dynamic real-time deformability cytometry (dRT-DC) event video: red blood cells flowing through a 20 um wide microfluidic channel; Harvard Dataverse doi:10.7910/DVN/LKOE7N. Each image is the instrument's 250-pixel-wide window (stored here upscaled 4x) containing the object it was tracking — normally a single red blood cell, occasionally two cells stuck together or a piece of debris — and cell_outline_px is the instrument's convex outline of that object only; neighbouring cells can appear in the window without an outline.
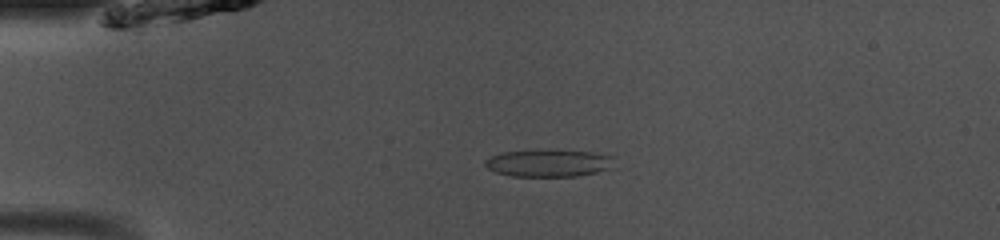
{"species": "common noctule bat (a hibernating species)", "species_latin": "Nyctalus noctula", "temperature_condition": "room temperature", "stored_images_in_passage": 48, "camera_frame_rate_fps": 3000, "um_per_image_px": 0.085, "animal": {"sex": "male", "body_mass_g": 13.0, "forearm_length_mm": 53.1}, "frame": {"image": 1, "passage_image": 11, "time_ms": 3.333, "image_size_px": [1000, 240], "cell_outline_px": [[616, 168], [576, 176], [512, 176], [496, 172], [488, 168], [484, 164], [484, 160], [500, 152], [592, 152], [616, 156]], "centroid_in_image_um": [46.74, 13.9], "position_along_channel_um": 38.3, "area_um2": 20.06}}
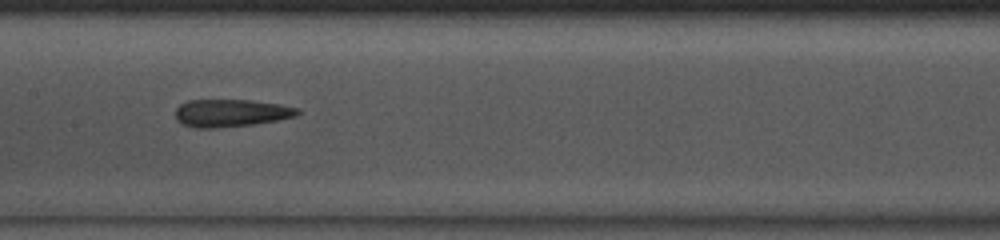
{"frame": {"image": 2, "passage_image": 24, "time_ms": 7.667, "image_size_px": [1000, 240], "cell_outline_px": [[300, 112], [296, 116], [256, 124], [212, 128], [196, 128], [184, 124], [176, 120], [176, 108], [180, 104], [188, 100], [248, 100], [280, 104], [300, 108]], "centroid_in_image_um": [19.64, 9.6], "position_along_channel_um": 187.8, "area_um2": 19.59}}
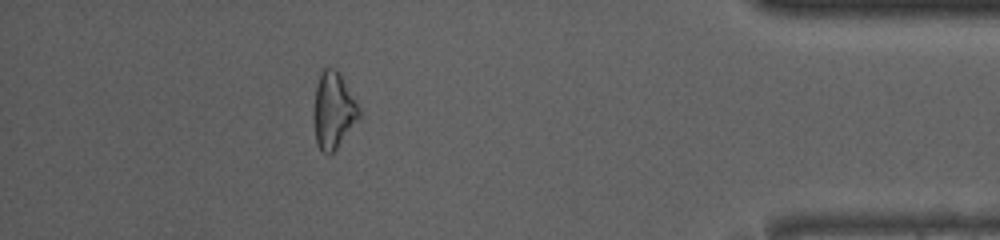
{"frame": {"image": 3, "passage_image": 43, "time_ms": 14.0, "image_size_px": [1000, 240], "cell_outline_px": [[364, 116], [336, 148], [332, 152], [324, 152], [316, 144], [312, 116], [312, 112], [316, 84], [320, 72], [324, 68], [332, 68], [340, 72], [356, 100]], "centroid_in_image_um": [28.35, 9.37], "position_along_channel_um": 406.8, "area_um2": 20.87}, "authors_computed_cell_mechanics": {"area_um2": 19.941, "velocity_mm_per_s": 4.1134, "shape_relaxation_time_tau1_ms": null, "shape_relaxation_time_tau2_ms": 4.0938, "deformation_change_tau1": null, "deformation_change_tau2": 0.1523}}